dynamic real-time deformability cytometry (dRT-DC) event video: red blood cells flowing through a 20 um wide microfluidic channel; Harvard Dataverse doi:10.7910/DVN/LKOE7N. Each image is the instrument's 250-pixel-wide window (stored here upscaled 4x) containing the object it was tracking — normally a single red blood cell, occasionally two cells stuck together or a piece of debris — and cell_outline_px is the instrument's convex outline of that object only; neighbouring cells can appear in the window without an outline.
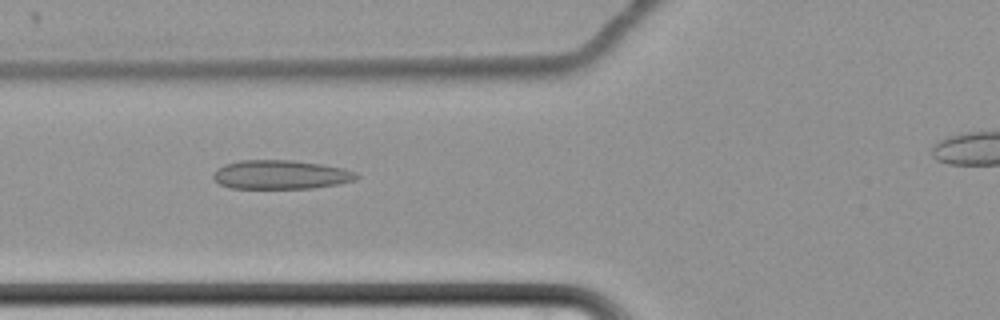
{"species": "common noctule bat (a hibernating species)", "species_latin": "Nyctalus noctula", "temperature_condition": "cold", "stored_images_in_passage": 36, "camera_frame_rate_fps": 3000, "um_per_image_px": 0.085, "animal": {"sex": "female", "body_mass_g": 22.7, "forearm_length_mm": 54.2}, "frame": {"image": 1, "passage_image": 5, "time_ms": 1.333, "image_size_px": [1000, 320], "cell_outline_px": [[360, 176], [356, 180], [336, 184], [312, 188], [232, 188], [220, 184], [212, 176], [216, 168], [224, 164], [240, 160], [292, 160], [320, 164], [344, 168], [356, 172]], "centroid_in_image_um": [23.86, 14.84], "position_along_channel_um": 101.9, "area_um2": 24.16}}
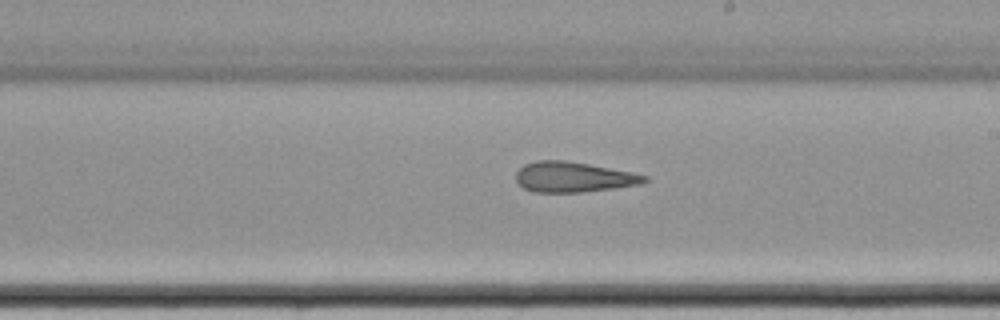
{"frame": {"image": 2, "passage_image": 17, "time_ms": 5.333, "image_size_px": [1000, 320], "cell_outline_px": [[648, 180], [640, 184], [612, 188], [580, 192], [532, 192], [524, 188], [516, 180], [516, 172], [524, 164], [536, 160], [564, 160], [588, 164], [632, 172], [648, 176]], "centroid_in_image_um": [48.71, 15.04], "position_along_channel_um": 240.3, "area_um2": 22.54}}
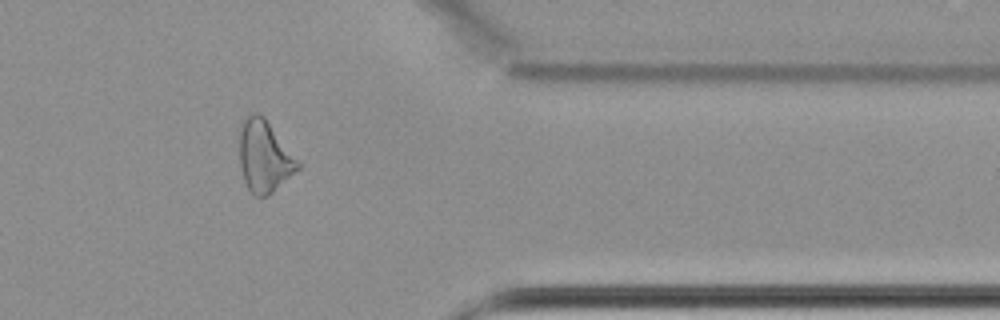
{"frame": {"image": 3, "passage_image": 31, "time_ms": 10.0, "image_size_px": [1000, 320], "cell_outline_px": [[304, 164], [300, 168], [268, 196], [252, 196], [244, 180], [240, 164], [240, 124], [252, 112], [256, 112], [264, 116]], "centroid_in_image_um": [22.51, 13.28], "position_along_channel_um": 388.9, "area_um2": 24.85}}